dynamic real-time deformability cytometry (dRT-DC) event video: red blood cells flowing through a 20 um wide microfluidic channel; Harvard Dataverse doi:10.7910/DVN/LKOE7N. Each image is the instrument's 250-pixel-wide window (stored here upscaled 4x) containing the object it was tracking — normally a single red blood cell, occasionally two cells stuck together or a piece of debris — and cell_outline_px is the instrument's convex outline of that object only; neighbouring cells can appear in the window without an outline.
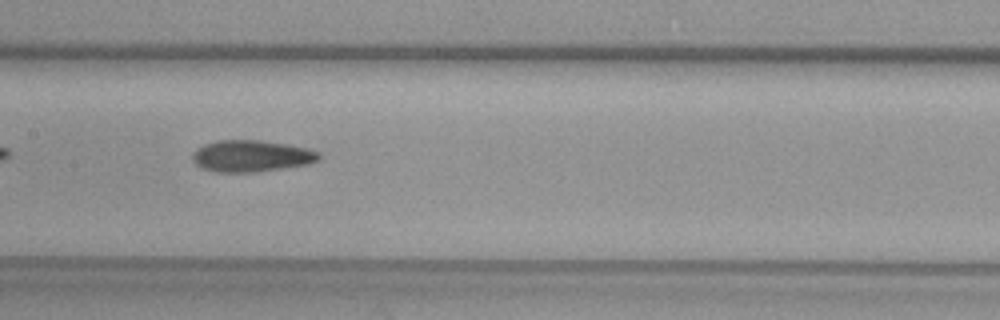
{"species": "common noctule bat (a hibernating species)", "species_latin": "Nyctalus noctula", "temperature_condition": "warm", "stored_images_in_passage": 36, "camera_frame_rate_fps": 3000, "um_per_image_px": 0.085, "animal": {"sex": "female", "body_mass_g": 29.2, "forearm_length_mm": 56.3}, "frame": {"image": 1, "passage_image": 11, "time_ms": 3.333, "image_size_px": [1000, 320], "cell_outline_px": [[320, 160], [308, 164], [256, 172], [216, 172], [204, 168], [196, 164], [192, 160], [192, 156], [196, 148], [204, 144], [216, 140], [260, 140], [308, 148], [320, 152]], "centroid_in_image_um": [21.37, 13.26], "position_along_channel_um": 186.0, "area_um2": 23.29}}
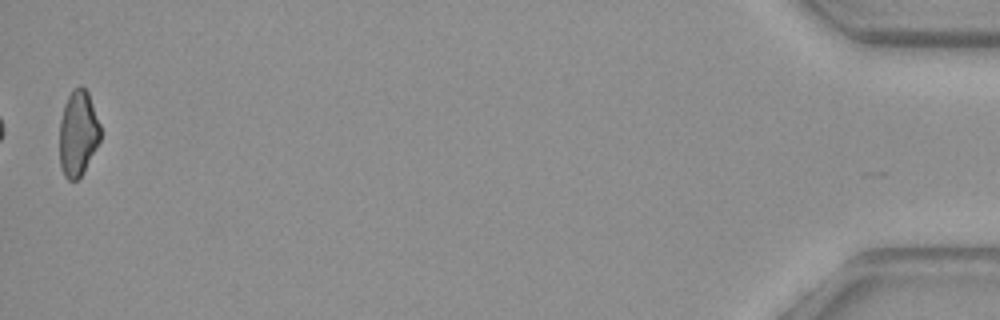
{"frame": {"image": 2, "passage_image": 36, "time_ms": 11.667, "image_size_px": [1000, 320], "cell_outline_px": [[100, 140], [96, 148], [80, 176], [76, 180], [68, 180], [64, 176], [60, 164], [60, 120], [64, 104], [72, 88], [80, 84], [88, 92], [100, 124]], "centroid_in_image_um": [6.62, 11.29], "position_along_channel_um": 428.6, "area_um2": 20.29}}